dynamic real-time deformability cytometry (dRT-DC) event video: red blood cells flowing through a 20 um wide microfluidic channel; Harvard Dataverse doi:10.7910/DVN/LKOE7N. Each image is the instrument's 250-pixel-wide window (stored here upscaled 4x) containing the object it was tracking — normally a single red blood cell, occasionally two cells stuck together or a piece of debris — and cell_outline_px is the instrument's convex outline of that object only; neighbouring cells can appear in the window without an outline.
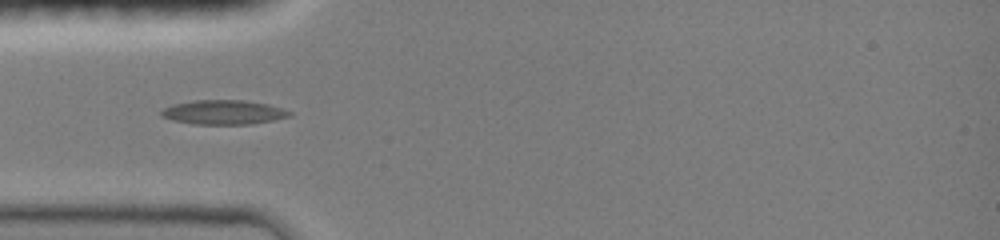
{"species": "common noctule bat (a hibernating species)", "species_latin": "Nyctalus noctula", "temperature_condition": "room temperature", "stored_images_in_passage": 25, "camera_frame_rate_fps": 3000, "um_per_image_px": 0.085, "animal": {"sex": "female", "body_mass_g": 19.0, "forearm_length_mm": 51.5}, "frame": {"image": 1, "passage_image": 1, "time_ms": 0.0, "image_size_px": [1000, 240], "cell_outline_px": [[292, 116], [252, 124], [192, 124], [172, 120], [160, 116], [160, 112], [164, 108], [172, 104], [196, 100], [244, 100], [268, 104], [292, 112]], "centroid_in_image_um": [18.97, 9.54], "position_along_channel_um": 66.0, "area_um2": 18.21}}
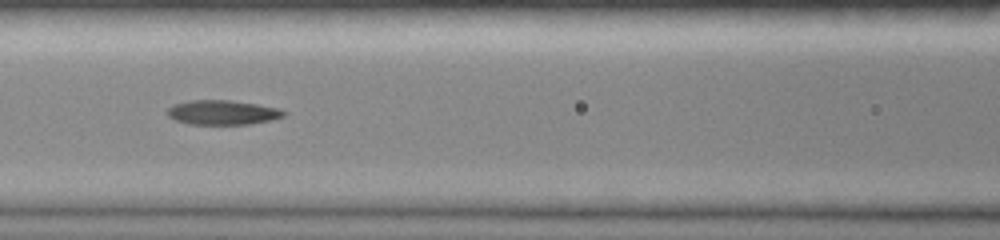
{"frame": {"image": 2, "passage_image": 15, "time_ms": 2.0, "image_size_px": [1000, 240], "cell_outline_px": [[288, 112], [284, 116], [272, 120], [248, 124], [188, 124], [176, 120], [168, 116], [168, 108], [172, 104], [192, 100], [228, 100], [256, 104], [280, 108]], "centroid_in_image_um": [18.94, 9.56], "position_along_channel_um": 147.7, "area_um2": 16.65}}
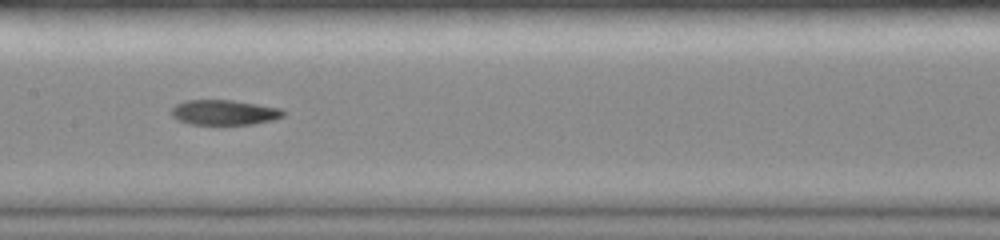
{"frame": {"image": 3, "passage_image": 24, "time_ms": 3.0, "image_size_px": [1000, 240], "cell_outline_px": [[284, 116], [272, 120], [252, 124], [188, 124], [176, 120], [172, 116], [172, 108], [176, 104], [184, 100], [232, 100], [280, 108], [284, 112]], "centroid_in_image_um": [19.02, 9.55], "position_along_channel_um": 188.4, "area_um2": 16.3}}